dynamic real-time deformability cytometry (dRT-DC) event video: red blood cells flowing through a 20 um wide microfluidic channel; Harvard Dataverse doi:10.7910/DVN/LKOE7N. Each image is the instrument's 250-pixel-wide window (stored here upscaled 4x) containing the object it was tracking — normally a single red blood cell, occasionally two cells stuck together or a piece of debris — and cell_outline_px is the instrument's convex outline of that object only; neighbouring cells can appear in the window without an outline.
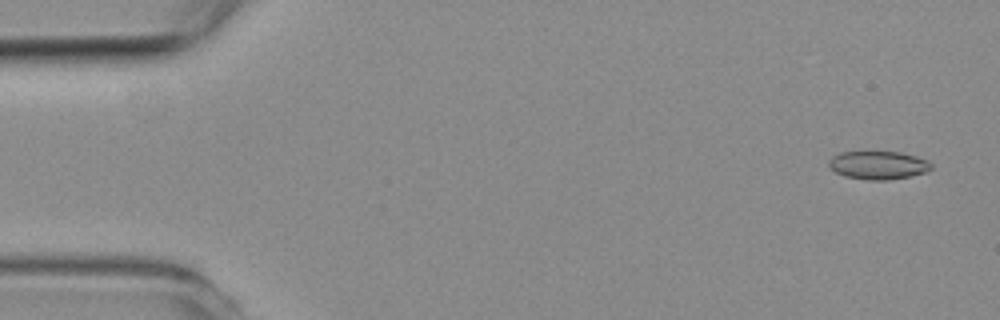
{"species": "common noctule bat (a hibernating species)", "species_latin": "Nyctalus noctula", "temperature_condition": "room temperature", "stored_images_in_passage": 6, "camera_frame_rate_fps": 3000, "um_per_image_px": 0.085, "animal": {"sex": "female", "body_mass_g": 19.3, "forearm_length_mm": 54.1}, "frame": {"image": 1, "passage_image": 1, "time_ms": 0.0, "image_size_px": [1000, 320], "cell_outline_px": [[932, 168], [924, 172], [908, 176], [888, 180], [868, 180], [844, 176], [836, 172], [828, 164], [828, 160], [832, 156], [840, 152], [900, 152], [916, 156], [928, 160], [932, 164]], "centroid_in_image_um": [74.64, 14.03], "position_along_channel_um": 10.4, "area_um2": 16.76}}
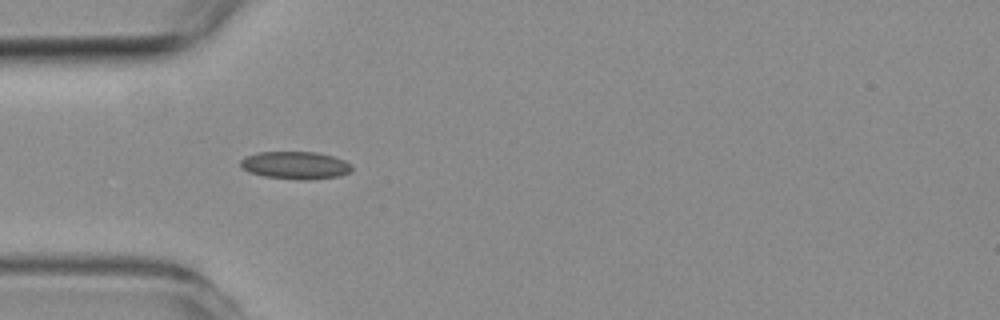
{"frame": {"image": 2, "passage_image": 5, "time_ms": 4.667, "image_size_px": [1000, 320], "cell_outline_px": [[352, 172], [340, 176], [308, 180], [300, 180], [264, 176], [248, 172], [240, 168], [240, 160], [244, 156], [260, 152], [316, 152], [332, 156], [344, 160], [352, 164]], "centroid_in_image_um": [25.1, 14.05], "position_along_channel_um": 59.9, "area_um2": 18.15}}
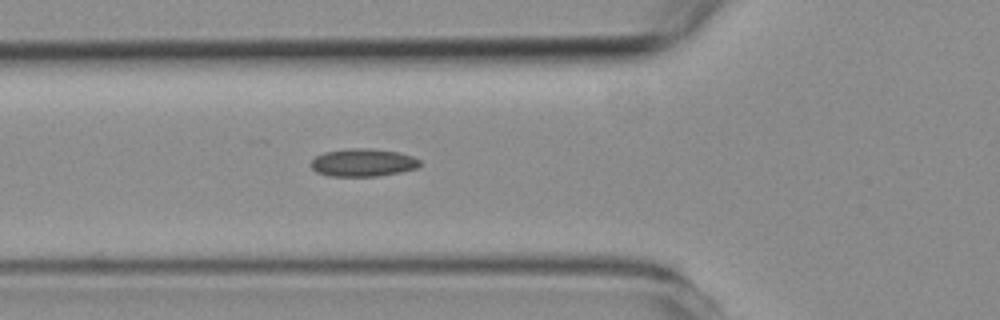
{"frame": {"image": 3, "passage_image": 6, "time_ms": 5.667, "image_size_px": [1000, 320], "cell_outline_px": [[420, 168], [400, 172], [376, 176], [328, 176], [316, 172], [312, 168], [312, 160], [316, 156], [324, 152], [352, 148], [368, 148], [396, 152], [412, 156], [420, 160]], "centroid_in_image_um": [30.86, 13.83], "position_along_channel_um": 94.9, "area_um2": 17.57}}